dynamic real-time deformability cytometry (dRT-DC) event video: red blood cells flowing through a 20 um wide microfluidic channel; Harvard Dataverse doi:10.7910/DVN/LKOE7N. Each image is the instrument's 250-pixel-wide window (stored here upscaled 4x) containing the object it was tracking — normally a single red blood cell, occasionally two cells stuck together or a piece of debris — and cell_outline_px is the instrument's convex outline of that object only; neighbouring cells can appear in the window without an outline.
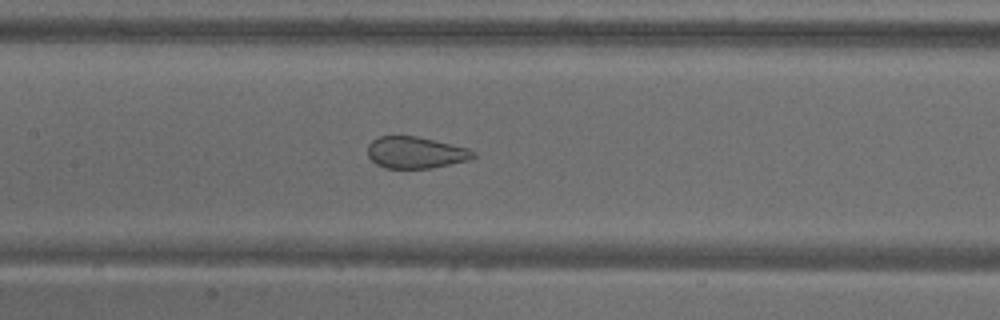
{"species": "common noctule bat (a hibernating species)", "species_latin": "Nyctalus noctula", "temperature_condition": "warm", "stored_images_in_passage": 53, "camera_frame_rate_fps": 3000, "um_per_image_px": 0.085, "animal": {"sex": "male", "body_mass_g": 18.8}, "frame": {"image": 1, "passage_image": 25, "time_ms": 8.0, "image_size_px": [1000, 320], "cell_outline_px": [[476, 156], [468, 160], [432, 168], [384, 168], [376, 164], [368, 156], [368, 144], [372, 140], [380, 136], [416, 136], [468, 148], [476, 152]], "centroid_in_image_um": [35.32, 12.97], "position_along_channel_um": 172.1, "area_um2": 19.42}}
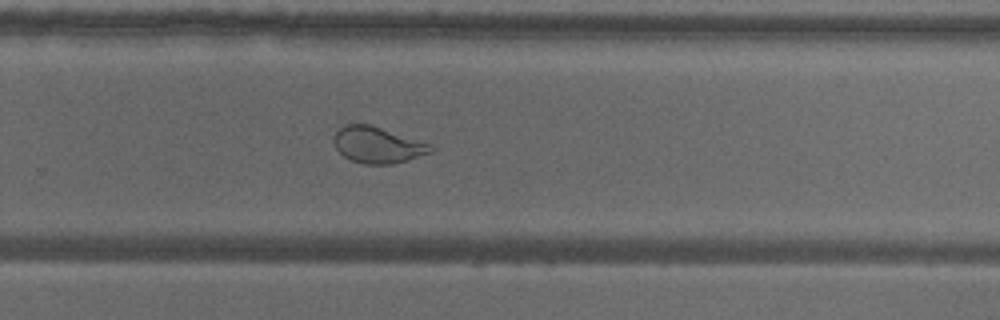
{"frame": {"image": 2, "passage_image": 35, "time_ms": 11.333, "image_size_px": [1000, 320], "cell_outline_px": [[436, 148], [432, 152], [408, 160], [392, 164], [364, 164], [352, 160], [344, 156], [336, 148], [332, 140], [336, 132], [344, 124], [372, 124], [432, 144]], "centroid_in_image_um": [32.13, 12.31], "position_along_channel_um": 297.7, "area_um2": 20.69}}
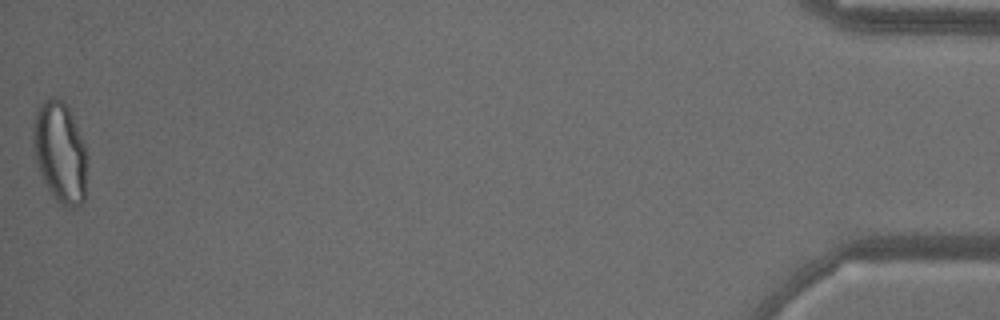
{"frame": {"image": 3, "passage_image": 53, "time_ms": 17.333, "image_size_px": [1000, 320], "cell_outline_px": [[88, 156], [84, 200], [76, 208], [64, 208], [52, 196], [40, 172], [36, 160], [32, 140], [32, 128], [36, 112], [40, 104], [44, 100], [52, 96], [64, 100], [68, 104], [84, 144]], "centroid_in_image_um": [5.12, 12.94], "position_along_channel_um": 430.1, "area_um2": 32.25}}